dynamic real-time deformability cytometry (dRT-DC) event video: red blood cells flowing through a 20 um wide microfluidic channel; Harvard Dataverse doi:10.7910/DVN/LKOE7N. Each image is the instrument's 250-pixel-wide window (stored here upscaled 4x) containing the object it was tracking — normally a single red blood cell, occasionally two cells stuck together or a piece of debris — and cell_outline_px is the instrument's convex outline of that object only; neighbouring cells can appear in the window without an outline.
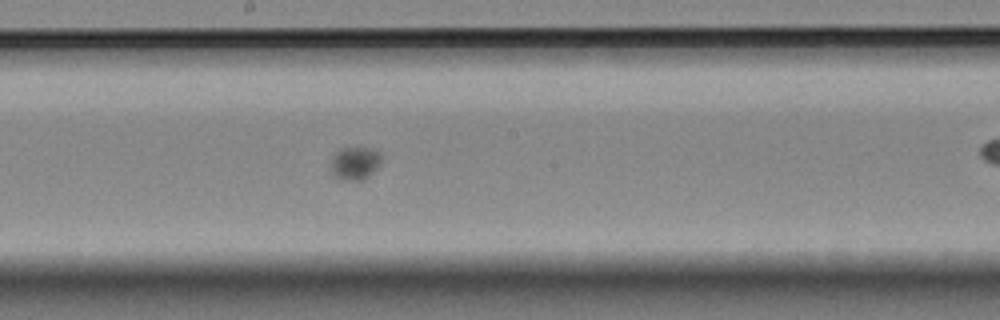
{"species": "Egyptian fruit bat (a non-hibernating species)", "species_latin": "Rousettus aegyptiacus", "temperature_condition": "room temperature", "stored_images_in_passage": 57, "segment_of_instrument_passage": [1, 2], "camera_frame_rate_fps": 3000, "um_per_image_px": 0.085, "animal": {"sex": "female"}, "frame": {"image": 1, "passage_image": 29, "time_ms": 9.333, "image_size_px": [1000, 320], "cell_outline_px": [[380, 164], [364, 180], [336, 180], [328, 172], [328, 168], [332, 156], [340, 148], [360, 144], [372, 148], [380, 152]], "centroid_in_image_um": [30.09, 13.84], "position_along_channel_um": 218.1, "area_um2": 10.58}}